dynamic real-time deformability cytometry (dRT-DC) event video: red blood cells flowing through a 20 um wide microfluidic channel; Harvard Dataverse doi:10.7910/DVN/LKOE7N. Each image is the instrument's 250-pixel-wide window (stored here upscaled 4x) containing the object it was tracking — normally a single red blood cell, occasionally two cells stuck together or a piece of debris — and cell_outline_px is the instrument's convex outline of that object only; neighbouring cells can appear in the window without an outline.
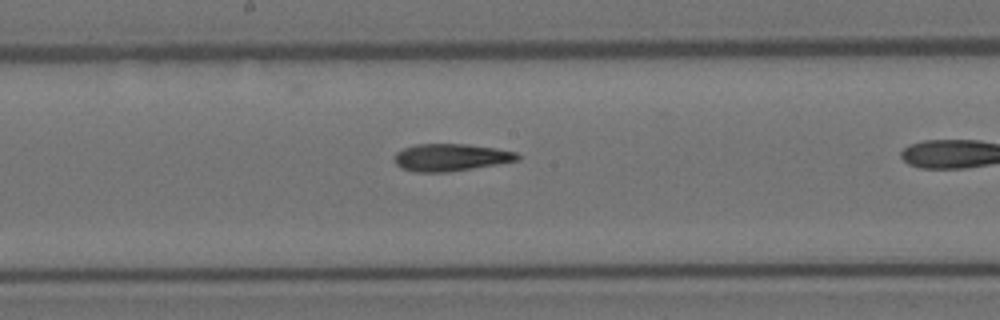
{"species": "Egyptian fruit bat (a non-hibernating species)", "species_latin": "Rousettus aegyptiacus", "temperature_condition": "room temperature", "stored_images_in_passage": 25, "camera_frame_rate_fps": 3000, "um_per_image_px": 0.085, "animal": {"sex": "female"}, "frame": {"image": 1, "passage_image": 11, "time_ms": 3.333, "image_size_px": [1000, 320], "cell_outline_px": [[520, 160], [448, 172], [412, 172], [400, 168], [396, 164], [396, 152], [404, 148], [416, 144], [468, 144], [496, 148], [516, 152], [520, 156]], "centroid_in_image_um": [38.31, 13.38], "position_along_channel_um": 209.9, "area_um2": 19.54}}
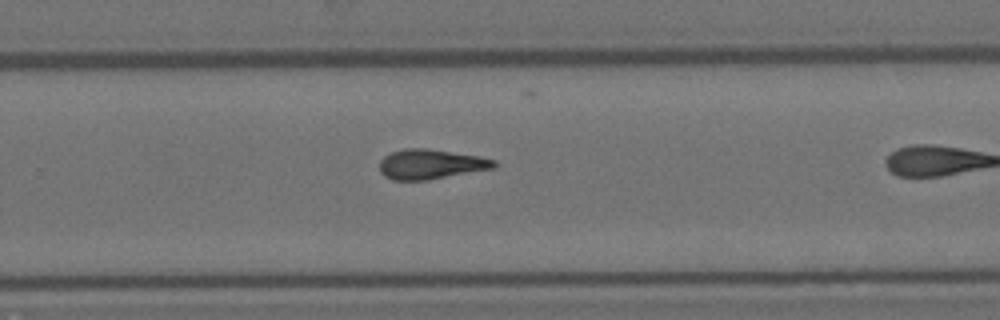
{"frame": {"image": 2, "passage_image": 18, "time_ms": 5.667, "image_size_px": [1000, 320], "cell_outline_px": [[496, 168], [428, 180], [392, 180], [384, 176], [380, 172], [380, 160], [384, 156], [392, 152], [404, 148], [428, 148], [480, 156], [496, 160]], "centroid_in_image_um": [36.63, 13.95], "position_along_channel_um": 293.2, "area_um2": 20.11}}